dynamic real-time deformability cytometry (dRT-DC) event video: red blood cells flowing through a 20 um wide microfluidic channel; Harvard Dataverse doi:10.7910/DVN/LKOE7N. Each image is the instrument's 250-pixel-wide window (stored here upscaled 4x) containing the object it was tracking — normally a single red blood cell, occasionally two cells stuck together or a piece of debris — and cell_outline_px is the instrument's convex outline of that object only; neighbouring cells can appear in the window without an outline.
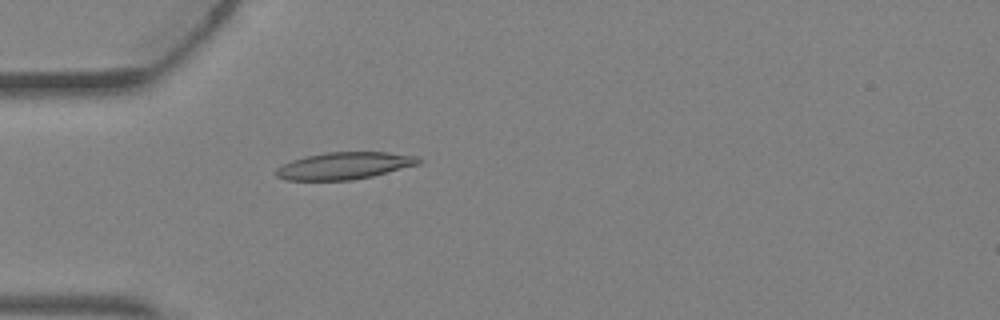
{"species": "Egyptian fruit bat (a non-hibernating species)", "species_latin": "Rousettus aegyptiacus", "temperature_condition": "warm", "stored_images_in_passage": 4, "camera_frame_rate_fps": 3000, "um_per_image_px": 0.085, "animal": {"sex": "female"}, "frame": {"image": 1, "passage_image": 4, "time_ms": 1.0, "image_size_px": [1000, 320], "cell_outline_px": [[424, 160], [420, 164], [372, 176], [352, 180], [288, 180], [276, 176], [276, 168], [292, 160], [304, 156], [324, 152], [388, 152], [416, 156]], "centroid_in_image_um": [29.29, 14.08], "position_along_channel_um": 55.7, "area_um2": 22.54}}